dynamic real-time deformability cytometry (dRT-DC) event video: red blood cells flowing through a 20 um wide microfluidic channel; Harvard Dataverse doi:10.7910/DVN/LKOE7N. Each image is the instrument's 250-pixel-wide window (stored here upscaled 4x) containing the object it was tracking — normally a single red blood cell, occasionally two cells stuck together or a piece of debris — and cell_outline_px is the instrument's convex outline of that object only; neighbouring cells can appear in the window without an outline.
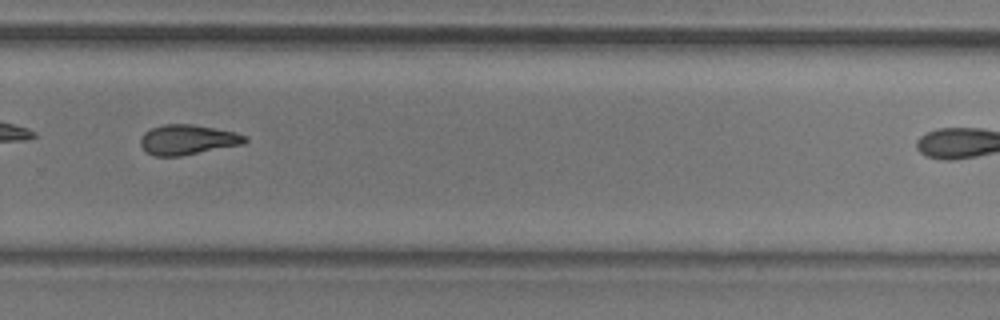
{"species": "common noctule bat (a hibernating species)", "species_latin": "Nyctalus noctula", "temperature_condition": "room temperature", "stored_images_in_passage": 27, "camera_frame_rate_fps": 3000, "um_per_image_px": 0.085, "animal": {"sex": "male", "body_mass_g": 20.5, "forearm_length_mm": 52.5}, "frame": {"image": 1, "passage_image": 20, "time_ms": 6.333, "image_size_px": [1000, 320], "cell_outline_px": [[248, 140], [244, 144], [180, 156], [152, 156], [140, 144], [140, 140], [144, 132], [152, 128], [164, 124], [192, 124], [236, 132], [248, 136]], "centroid_in_image_um": [15.98, 11.87], "position_along_channel_um": 313.8, "area_um2": 18.26}}
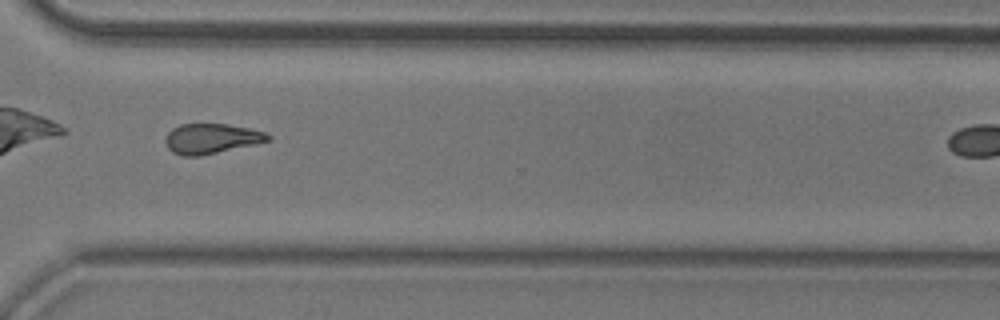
{"frame": {"image": 2, "passage_image": 23, "time_ms": 7.333, "image_size_px": [1000, 320], "cell_outline_px": [[272, 140], [256, 144], [200, 156], [184, 156], [172, 152], [168, 148], [164, 140], [168, 132], [172, 128], [180, 124], [228, 124], [268, 132], [272, 136]], "centroid_in_image_um": [18.0, 11.78], "position_along_channel_um": 352.6, "area_um2": 18.15}}